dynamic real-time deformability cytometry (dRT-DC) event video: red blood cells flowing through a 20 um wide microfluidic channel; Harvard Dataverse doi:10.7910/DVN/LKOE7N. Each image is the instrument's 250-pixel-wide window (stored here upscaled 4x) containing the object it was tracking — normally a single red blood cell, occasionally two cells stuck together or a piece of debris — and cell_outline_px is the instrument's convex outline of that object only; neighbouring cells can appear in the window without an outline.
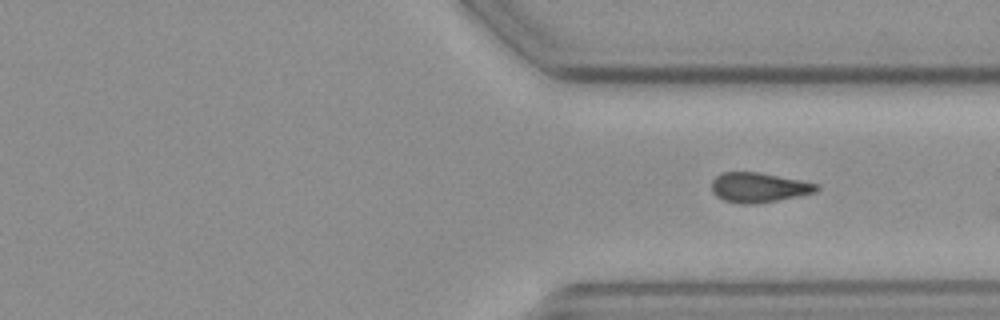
{"species": "common noctule bat (a hibernating species)", "species_latin": "Nyctalus noctula", "temperature_condition": "cold", "stored_images_in_passage": 23, "camera_frame_rate_fps": 3000, "um_per_image_px": 0.085, "animal": {"sex": "female", "body_mass_g": 19.3, "forearm_length_mm": 54.1}, "frame": {"image": 1, "passage_image": 23, "time_ms": 7.333, "image_size_px": [1000, 320], "cell_outline_px": [[820, 188], [816, 192], [756, 204], [740, 204], [724, 200], [716, 196], [712, 192], [712, 180], [720, 172], [756, 172], [800, 180], [820, 184]], "centroid_in_image_um": [64.47, 15.93], "position_along_channel_um": 346.9, "area_um2": 18.15}}